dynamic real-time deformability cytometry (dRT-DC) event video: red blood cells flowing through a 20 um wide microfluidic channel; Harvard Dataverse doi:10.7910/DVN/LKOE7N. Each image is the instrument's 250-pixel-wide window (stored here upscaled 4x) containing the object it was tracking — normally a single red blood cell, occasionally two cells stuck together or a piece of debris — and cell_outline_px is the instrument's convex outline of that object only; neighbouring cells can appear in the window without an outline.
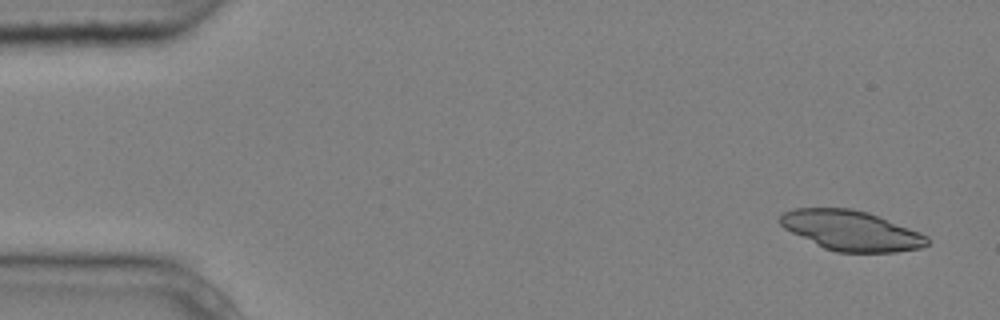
{"species": "common noctule bat (a hibernating species)", "species_latin": "Nyctalus noctula", "temperature_condition": "cold", "stored_images_in_passage": 6, "camera_frame_rate_fps": 3000, "um_per_image_px": 0.085, "animal": {"sex": "male", "body_mass_g": 20.4}, "frame": {"image": 1, "passage_image": 1, "time_ms": 0.0, "image_size_px": [1000, 320], "cell_outline_px": [[928, 244], [920, 248], [896, 252], [836, 252], [824, 248], [784, 228], [780, 224], [780, 216], [784, 212], [792, 208], [852, 208], [868, 212], [928, 236]], "centroid_in_image_um": [72.33, 19.59], "position_along_channel_um": 12.7, "area_um2": 33.93}}
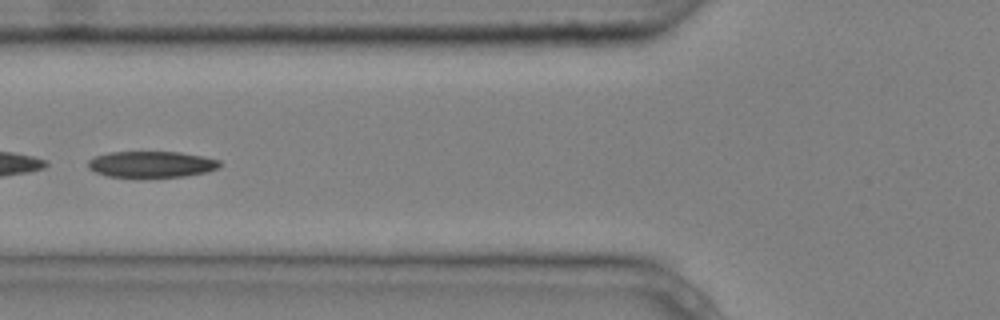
{"frame": {"image": 2, "passage_image": 6, "time_ms": 1.667, "image_size_px": [1000, 320], "cell_outline_px": [[220, 168], [208, 172], [184, 176], [108, 176], [96, 172], [88, 168], [88, 160], [96, 156], [108, 152], [180, 152], [220, 160]], "centroid_in_image_um": [12.89, 13.95], "position_along_channel_um": 112.9, "area_um2": 19.83}}